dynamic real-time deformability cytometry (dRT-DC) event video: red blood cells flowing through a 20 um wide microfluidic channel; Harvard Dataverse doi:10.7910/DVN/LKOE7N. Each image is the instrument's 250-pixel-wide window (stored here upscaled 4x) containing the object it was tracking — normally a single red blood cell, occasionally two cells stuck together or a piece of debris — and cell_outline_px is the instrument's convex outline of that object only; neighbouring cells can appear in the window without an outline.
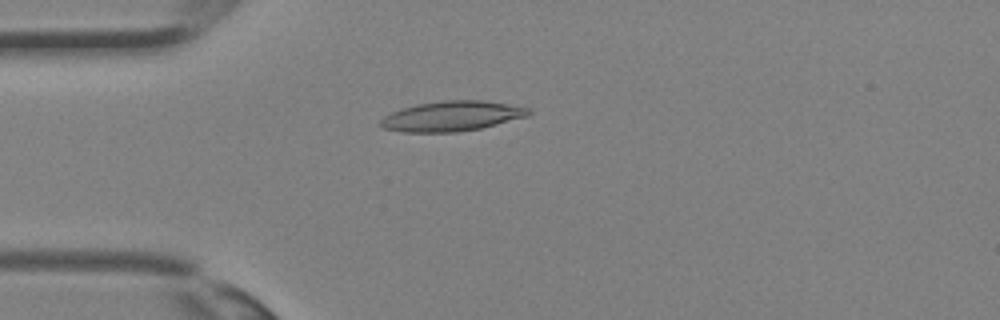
{"species": "Egyptian fruit bat (a non-hibernating species)", "species_latin": "Rousettus aegyptiacus", "temperature_condition": "room temperature", "stored_images_in_passage": 36, "camera_frame_rate_fps": 3000, "um_per_image_px": 0.085, "animal": {"sex": "female"}, "frame": {"image": 1, "passage_image": 10, "time_ms": 3.0, "image_size_px": [1000, 320], "cell_outline_px": [[532, 112], [528, 116], [480, 128], [456, 132], [400, 132], [384, 128], [380, 124], [380, 120], [384, 116], [392, 112], [416, 104], [444, 100], [484, 100], [532, 108]], "centroid_in_image_um": [38.43, 9.86], "position_along_channel_um": 46.6, "area_um2": 25.89}}
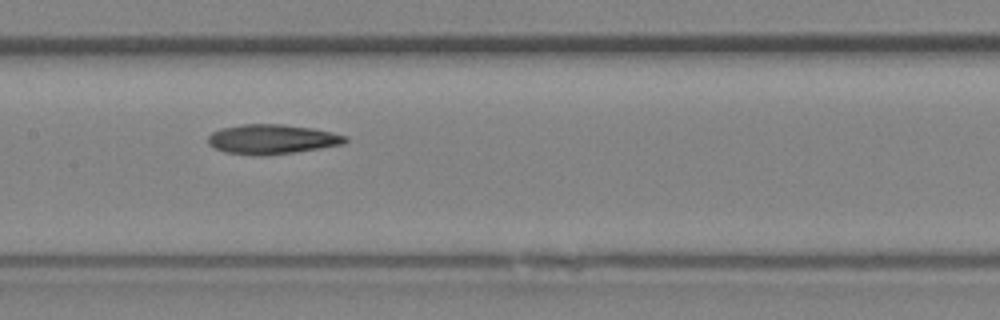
{"frame": {"image": 2, "passage_image": 18, "time_ms": 5.667, "image_size_px": [1000, 320], "cell_outline_px": [[348, 140], [344, 144], [296, 152], [268, 156], [252, 156], [224, 152], [212, 148], [208, 144], [208, 136], [212, 132], [220, 128], [244, 124], [284, 124], [312, 128], [332, 132], [348, 136]], "centroid_in_image_um": [23.1, 11.85], "position_along_channel_um": 184.3, "area_um2": 24.16}}
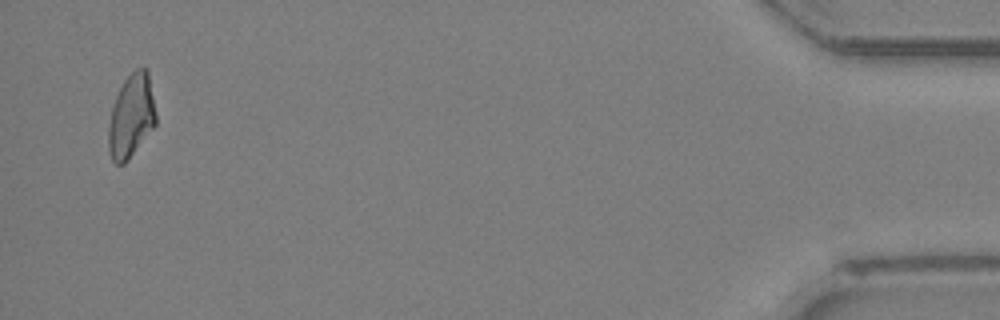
{"frame": {"image": 3, "passage_image": 35, "time_ms": 11.333, "image_size_px": [1000, 320], "cell_outline_px": [[156, 124], [128, 160], [124, 164], [116, 164], [112, 160], [108, 152], [108, 124], [112, 108], [116, 96], [124, 80], [136, 68], [148, 68], [156, 112]], "centroid_in_image_um": [11.16, 9.87], "position_along_channel_um": 424.0, "area_um2": 23.18}}